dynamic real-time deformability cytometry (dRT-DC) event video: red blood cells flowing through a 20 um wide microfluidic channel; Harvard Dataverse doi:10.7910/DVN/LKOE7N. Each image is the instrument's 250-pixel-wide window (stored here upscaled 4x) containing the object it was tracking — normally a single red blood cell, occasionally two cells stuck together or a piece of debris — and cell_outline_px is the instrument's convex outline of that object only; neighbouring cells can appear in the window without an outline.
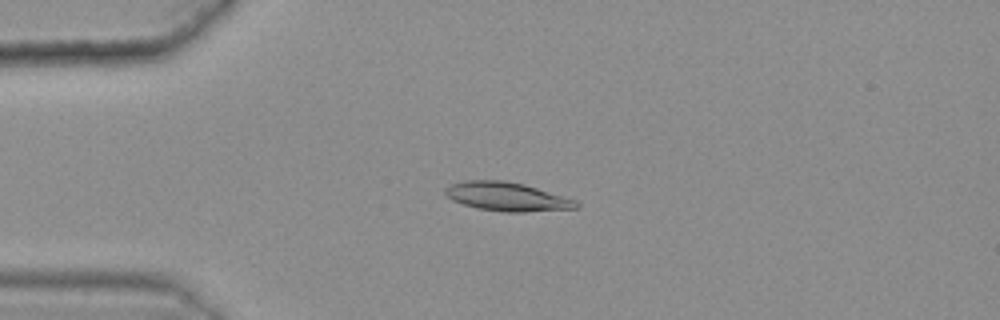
{"species": "common noctule bat (a hibernating species)", "species_latin": "Nyctalus noctula", "temperature_condition": "warm", "stored_images_in_passage": 35, "camera_frame_rate_fps": 3000, "um_per_image_px": 0.085, "animal": {"sex": "female", "body_mass_g": 25.1}, "frame": {"image": 1, "passage_image": 1, "time_ms": 0.0, "image_size_px": [1000, 320], "cell_outline_px": [[580, 208], [524, 212], [508, 212], [476, 208], [452, 200], [444, 192], [444, 188], [452, 184], [464, 180], [504, 180], [524, 184], [576, 200], [580, 204]], "centroid_in_image_um": [43.1, 16.71], "position_along_channel_um": 41.9, "area_um2": 21.91}}
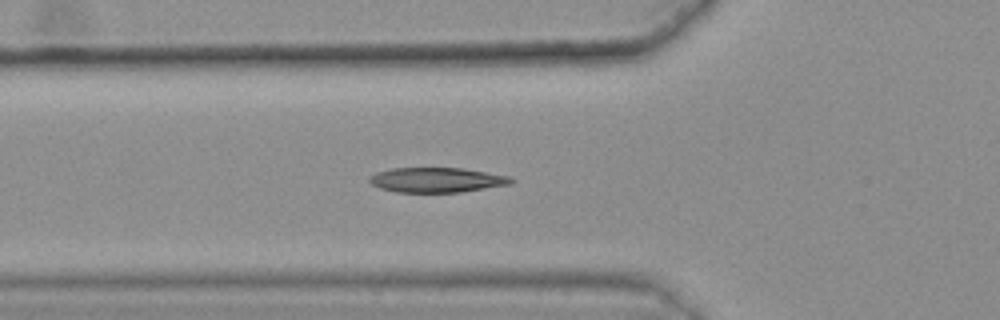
{"frame": {"image": 2, "passage_image": 7, "time_ms": 2.0, "image_size_px": [1000, 320], "cell_outline_px": [[516, 180], [512, 184], [460, 192], [396, 192], [380, 188], [372, 184], [368, 180], [368, 176], [376, 172], [392, 168], [460, 168], [508, 176]], "centroid_in_image_um": [37.09, 15.3], "position_along_channel_um": 88.7, "area_um2": 20.46}}
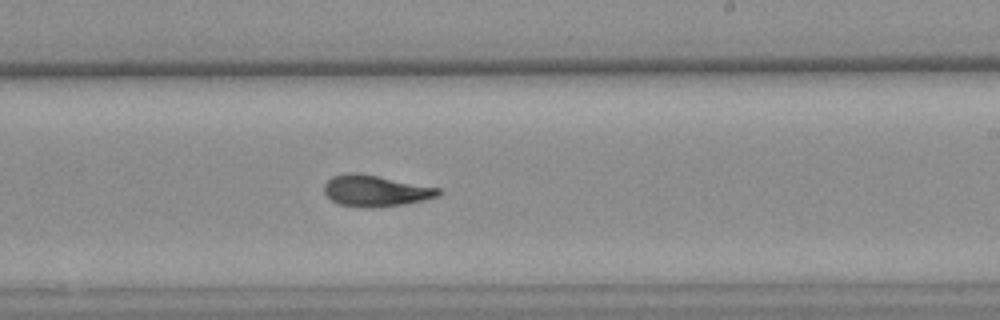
{"frame": {"image": 3, "passage_image": 21, "time_ms": 6.667, "image_size_px": [1000, 320], "cell_outline_px": [[444, 192], [436, 196], [424, 200], [404, 204], [340, 204], [332, 200], [324, 192], [324, 184], [332, 176], [348, 172], [356, 172], [440, 188]], "centroid_in_image_um": [31.93, 16.15], "position_along_channel_um": 257.1, "area_um2": 19.71}, "authors_computed_cell_mechanics": {"area_um2": 20.6346, "velocity_mm_per_s": 3.6129, "shape_relaxation_time_tau1_ms": 10.8715, "shape_relaxation_time_tau2_ms": 2.9784, "deformation_change_tau1": 0.2905, "deformation_change_tau2": 0.0909}}